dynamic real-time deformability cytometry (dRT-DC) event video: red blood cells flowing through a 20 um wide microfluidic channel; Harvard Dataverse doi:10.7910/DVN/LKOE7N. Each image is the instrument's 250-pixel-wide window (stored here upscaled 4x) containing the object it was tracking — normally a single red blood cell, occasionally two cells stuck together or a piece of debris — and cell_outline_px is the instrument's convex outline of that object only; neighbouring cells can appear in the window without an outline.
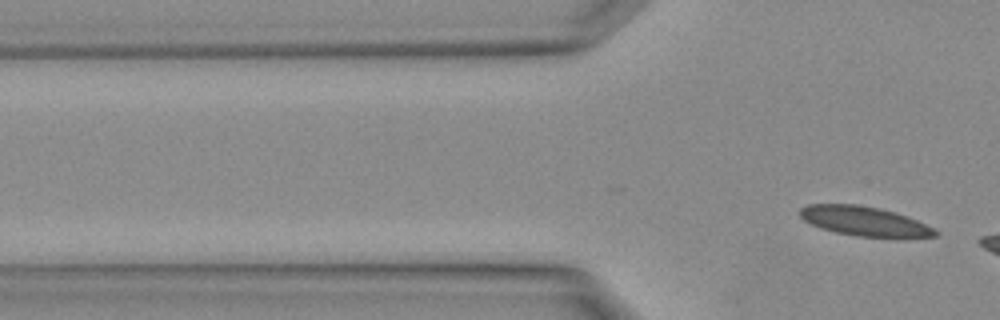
{"species": "Egyptian fruit bat (a non-hibernating species)", "species_latin": "Rousettus aegyptiacus", "temperature_condition": "warm", "stored_images_in_passage": 2, "camera_frame_rate_fps": 3000, "um_per_image_px": 0.085, "animal": {"sex": "female"}, "frame": {"image": 1, "passage_image": 2, "time_ms": 0.333, "image_size_px": [1000, 320], "cell_outline_px": [[940, 232], [936, 236], [856, 236], [836, 232], [812, 224], [804, 220], [800, 216], [800, 208], [808, 204], [856, 204], [880, 208], [896, 212], [916, 220]], "centroid_in_image_um": [73.43, 18.77], "position_along_channel_um": 52.4, "area_um2": 22.6}}